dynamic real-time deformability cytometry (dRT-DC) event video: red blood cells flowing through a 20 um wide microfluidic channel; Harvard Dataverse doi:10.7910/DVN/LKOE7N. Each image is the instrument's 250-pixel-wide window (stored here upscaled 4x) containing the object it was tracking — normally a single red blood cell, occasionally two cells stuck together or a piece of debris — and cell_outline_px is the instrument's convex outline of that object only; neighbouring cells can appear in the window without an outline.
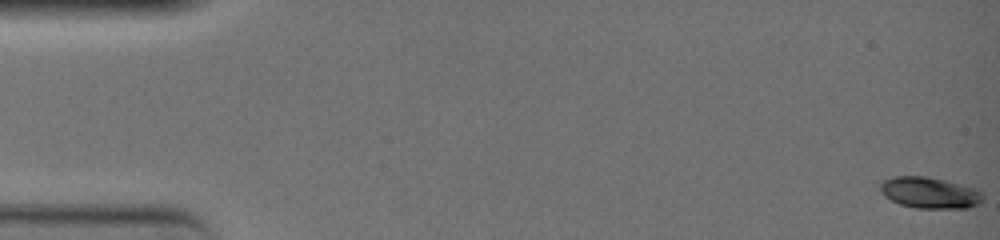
{"species": "common noctule bat (a hibernating species)", "species_latin": "Nyctalus noctula", "temperature_condition": "warm", "stored_images_in_passage": 19, "camera_frame_rate_fps": 3000, "um_per_image_px": 0.085, "animal": {"sex": "female", "body_mass_g": 19.0, "forearm_length_mm": 51.5}, "frame": {"image": 1, "passage_image": 1, "time_ms": 0.0, "image_size_px": [1000, 240], "cell_outline_px": [[984, 196], [980, 204], [968, 208], [916, 208], [900, 204], [884, 196], [880, 192], [880, 184], [884, 180], [896, 176], [924, 176], [944, 180], [980, 188]], "centroid_in_image_um": [79.08, 16.38], "position_along_channel_um": 5.9, "area_um2": 18.9}}
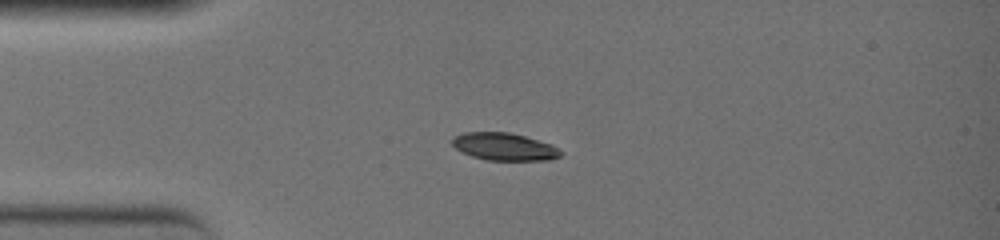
{"frame": {"image": 2, "passage_image": 14, "time_ms": 4.333, "image_size_px": [1000, 240], "cell_outline_px": [[564, 152], [560, 156], [548, 160], [488, 160], [472, 156], [460, 152], [452, 144], [452, 136], [464, 132], [508, 132], [524, 136], [552, 144], [560, 148]], "centroid_in_image_um": [42.86, 12.46], "position_along_channel_um": 42.1, "area_um2": 17.51}}